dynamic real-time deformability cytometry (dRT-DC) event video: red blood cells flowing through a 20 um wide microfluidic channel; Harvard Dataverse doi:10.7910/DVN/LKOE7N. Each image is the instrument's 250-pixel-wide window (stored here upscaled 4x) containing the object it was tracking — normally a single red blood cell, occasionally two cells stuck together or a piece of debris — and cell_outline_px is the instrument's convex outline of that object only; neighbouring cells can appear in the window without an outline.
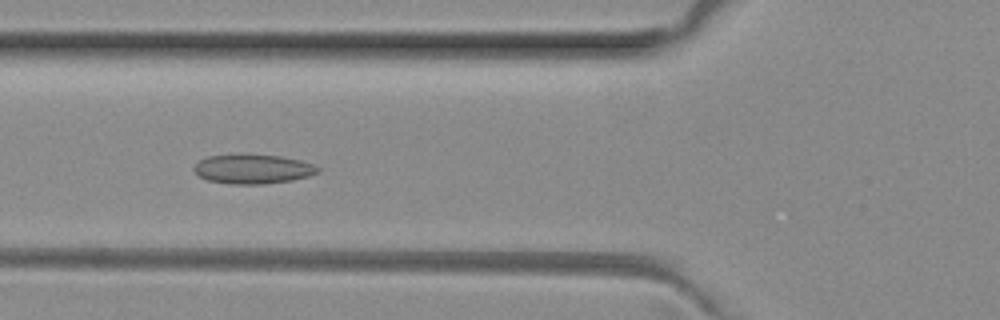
{"species": "common noctule bat (a hibernating species)", "species_latin": "Nyctalus noctula", "temperature_condition": "room temperature", "stored_images_in_passage": 10, "camera_frame_rate_fps": 3000, "um_per_image_px": 0.085, "animal": {"sex": "female", "body_mass_g": 29.2, "forearm_length_mm": 56.3}, "frame": {"image": 1, "passage_image": 7, "time_ms": 2.0, "image_size_px": [1000, 320], "cell_outline_px": [[320, 172], [308, 176], [292, 180], [264, 184], [232, 184], [208, 180], [200, 176], [192, 168], [200, 160], [208, 156], [280, 156], [300, 160], [312, 164], [320, 168]], "centroid_in_image_um": [21.53, 14.39], "position_along_channel_um": 104.3, "area_um2": 20.58}}
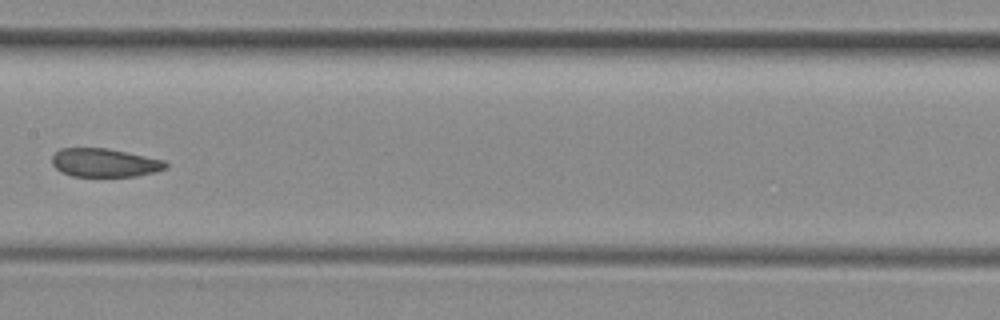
{"frame": {"image": 2, "passage_image": 9, "time_ms": 2.667, "image_size_px": [1000, 320], "cell_outline_px": [[168, 168], [156, 172], [136, 176], [72, 176], [60, 172], [52, 164], [52, 156], [60, 148], [108, 148], [164, 160], [168, 164]], "centroid_in_image_um": [8.9, 13.83], "position_along_channel_um": 198.5, "area_um2": 18.96}}
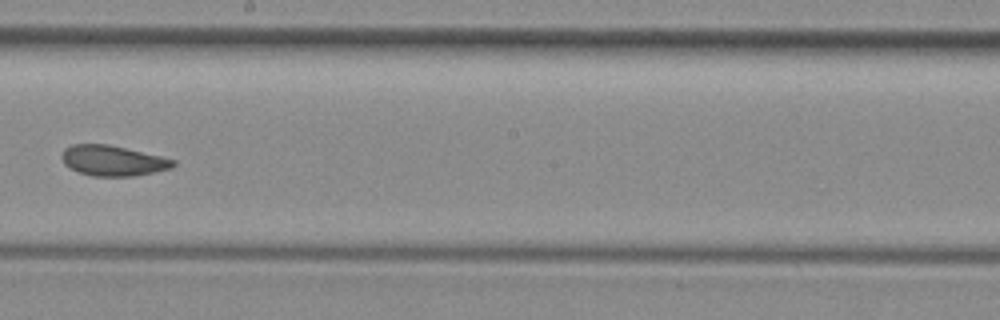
{"frame": {"image": 3, "passage_image": 10, "time_ms": 3.0, "image_size_px": [1000, 320], "cell_outline_px": [[176, 164], [172, 168], [136, 176], [92, 176], [76, 172], [64, 164], [60, 156], [64, 148], [72, 144], [108, 144], [160, 156], [176, 160]], "centroid_in_image_um": [9.56, 13.66], "position_along_channel_um": 238.6, "area_um2": 19.88}}